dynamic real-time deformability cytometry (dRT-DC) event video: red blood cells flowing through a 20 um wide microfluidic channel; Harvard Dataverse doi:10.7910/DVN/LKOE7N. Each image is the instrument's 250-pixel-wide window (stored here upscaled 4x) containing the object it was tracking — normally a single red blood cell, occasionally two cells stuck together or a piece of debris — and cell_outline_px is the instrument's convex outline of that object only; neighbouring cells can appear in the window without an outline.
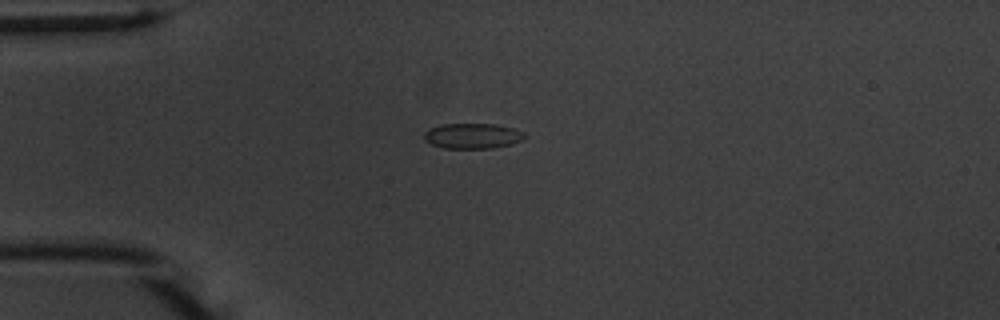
{"species": "common noctule bat (a hibernating species)", "species_latin": "Nyctalus noctula", "temperature_condition": "warm", "stored_images_in_passage": 42, "camera_frame_rate_fps": 3000, "um_per_image_px": 0.085, "animal": {"sex": "male", "body_mass_g": 20.1, "forearm_length_mm": 53.5}, "frame": {"image": 1, "passage_image": 2, "time_ms": 0.333, "image_size_px": [1000, 320], "cell_outline_px": [[528, 136], [524, 140], [512, 144], [492, 148], [444, 148], [432, 144], [424, 140], [424, 132], [428, 128], [440, 124], [496, 124], [516, 128], [524, 132]], "centroid_in_image_um": [40.21, 11.54], "position_along_channel_um": 44.8, "area_um2": 15.14}}
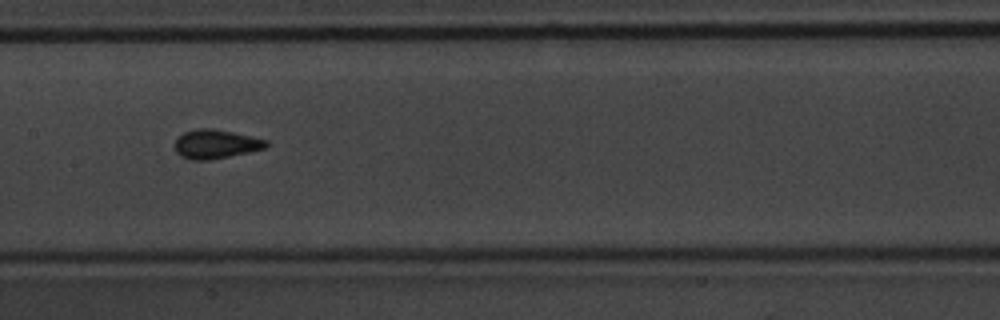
{"frame": {"image": 2, "passage_image": 15, "time_ms": 4.667, "image_size_px": [1000, 320], "cell_outline_px": [[268, 144], [264, 148], [248, 152], [212, 160], [192, 160], [180, 156], [176, 152], [176, 136], [184, 132], [196, 128], [212, 128], [232, 132], [268, 140]], "centroid_in_image_um": [18.3, 12.24], "position_along_channel_um": 189.1, "area_um2": 15.43}}
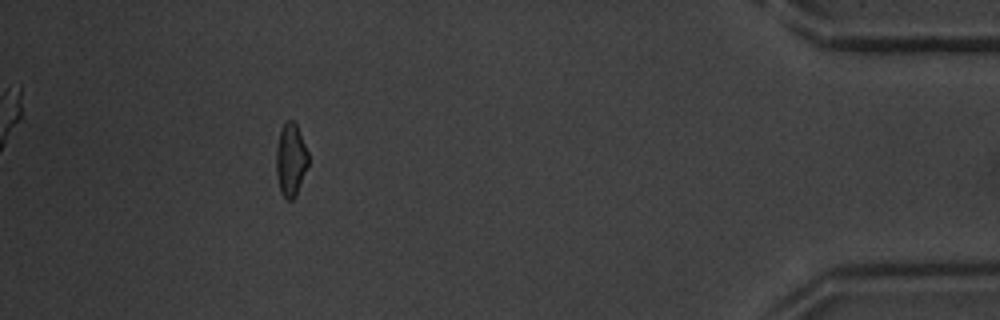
{"frame": {"image": 3, "passage_image": 37, "time_ms": 12.0, "image_size_px": [1000, 320], "cell_outline_px": [[308, 164], [296, 196], [292, 200], [288, 200], [280, 192], [276, 176], [276, 148], [280, 132], [284, 124], [288, 120], [292, 120], [296, 124], [308, 152]], "centroid_in_image_um": [24.7, 13.61], "position_along_channel_um": 410.5, "area_um2": 13.53}, "authors_computed_cell_mechanics": {"area_um2": 14.5656, "velocity_mm_per_s": 3.7761, "shape_relaxation_time_tau1_ms": 4.943, "shape_relaxation_time_tau2_ms": 1.01, "deformation_change_tau1": 0.1134, "deformation_change_tau2": 0.0447}}